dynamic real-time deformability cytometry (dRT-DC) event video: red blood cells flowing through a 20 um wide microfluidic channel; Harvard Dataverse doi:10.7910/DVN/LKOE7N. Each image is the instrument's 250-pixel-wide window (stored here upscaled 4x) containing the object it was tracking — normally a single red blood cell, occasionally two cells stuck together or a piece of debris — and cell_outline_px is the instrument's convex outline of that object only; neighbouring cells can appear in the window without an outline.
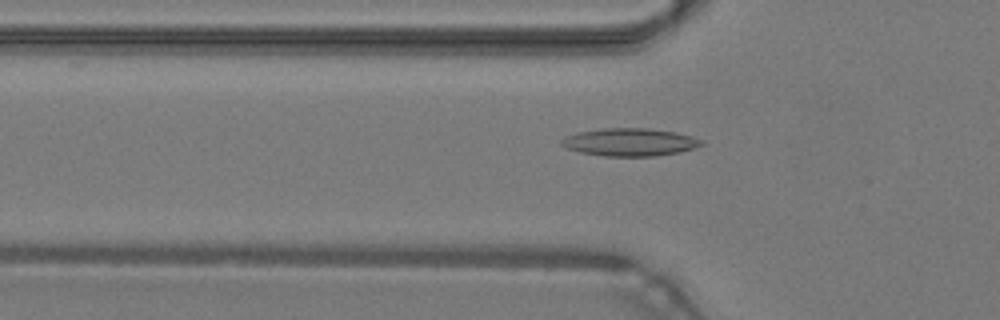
{"species": "common noctule bat (a hibernating species)", "species_latin": "Nyctalus noctula", "temperature_condition": "warm", "stored_images_in_passage": 48, "camera_frame_rate_fps": 3000, "um_per_image_px": 0.085, "animal": {"sex": "male", "body_mass_g": 19.2, "forearm_length_mm": 51.8}, "frame": {"image": 1, "passage_image": 16, "time_ms": 5.0, "image_size_px": [1000, 320], "cell_outline_px": [[704, 144], [680, 152], [656, 156], [604, 156], [580, 152], [564, 148], [560, 144], [560, 140], [564, 136], [580, 132], [604, 128], [648, 128], [676, 132], [692, 136], [704, 140]], "centroid_in_image_um": [53.52, 12.08], "position_along_channel_um": 72.3, "area_um2": 22.77}}
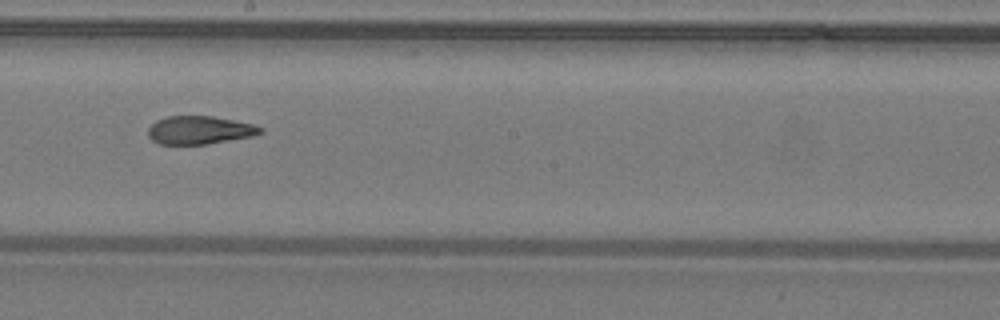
{"frame": {"image": 2, "passage_image": 27, "time_ms": 8.667, "image_size_px": [1000, 320], "cell_outline_px": [[264, 132], [252, 136], [208, 144], [160, 144], [152, 140], [148, 136], [148, 128], [156, 120], [168, 116], [212, 116], [252, 124], [264, 128]], "centroid_in_image_um": [16.96, 11.06], "position_along_channel_um": 231.2, "area_um2": 18.38}}
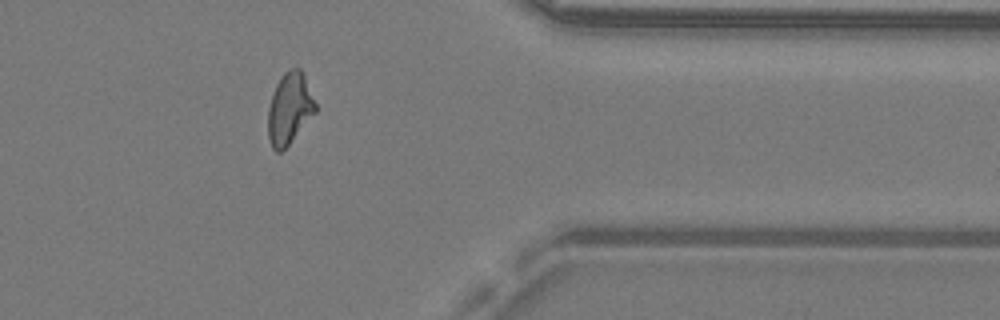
{"frame": {"image": 3, "passage_image": 39, "time_ms": 12.667, "image_size_px": [1000, 320], "cell_outline_px": [[316, 112], [288, 144], [280, 152], [276, 152], [272, 148], [268, 136], [268, 108], [276, 84], [284, 72], [288, 68], [300, 68], [304, 76], [316, 104]], "centroid_in_image_um": [24.59, 9.22], "position_along_channel_um": 386.8, "area_um2": 19.42}, "authors_computed_cell_mechanics": {"area_um2": 19.7098, "velocity_mm_per_s": 4.3099, "shape_relaxation_time_tau1_ms": null, "shape_relaxation_time_tau2_ms": 1.8523, "deformation_change_tau1": null, "deformation_change_tau2": 0.0949}}